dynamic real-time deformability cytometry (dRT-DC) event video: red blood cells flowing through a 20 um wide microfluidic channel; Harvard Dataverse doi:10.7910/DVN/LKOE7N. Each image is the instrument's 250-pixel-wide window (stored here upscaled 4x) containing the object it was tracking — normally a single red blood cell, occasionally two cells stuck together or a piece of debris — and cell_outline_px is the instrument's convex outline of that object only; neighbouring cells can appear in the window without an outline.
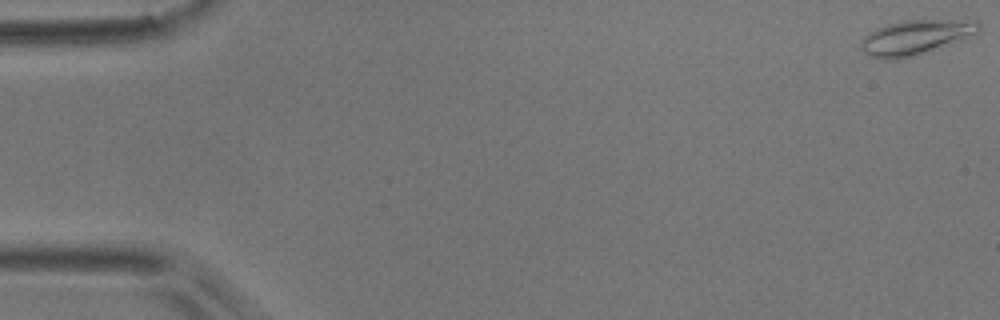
{"species": "common noctule bat (a hibernating species)", "species_latin": "Nyctalus noctula", "temperature_condition": "room temperature", "stored_images_in_passage": 5, "camera_frame_rate_fps": 3000, "um_per_image_px": 0.085, "animal": {"sex": "male", "body_mass_g": 17.9}, "frame": {"image": 1, "passage_image": 1, "time_ms": 0.0, "image_size_px": [1000, 320], "cell_outline_px": [[980, 32], [960, 40], [912, 56], [896, 60], [880, 60], [868, 56], [860, 48], [860, 40], [864, 36], [876, 28], [888, 24], [904, 20], [976, 20], [980, 24]], "centroid_in_image_um": [77.77, 3.18], "position_along_channel_um": 7.2, "area_um2": 23.81}}